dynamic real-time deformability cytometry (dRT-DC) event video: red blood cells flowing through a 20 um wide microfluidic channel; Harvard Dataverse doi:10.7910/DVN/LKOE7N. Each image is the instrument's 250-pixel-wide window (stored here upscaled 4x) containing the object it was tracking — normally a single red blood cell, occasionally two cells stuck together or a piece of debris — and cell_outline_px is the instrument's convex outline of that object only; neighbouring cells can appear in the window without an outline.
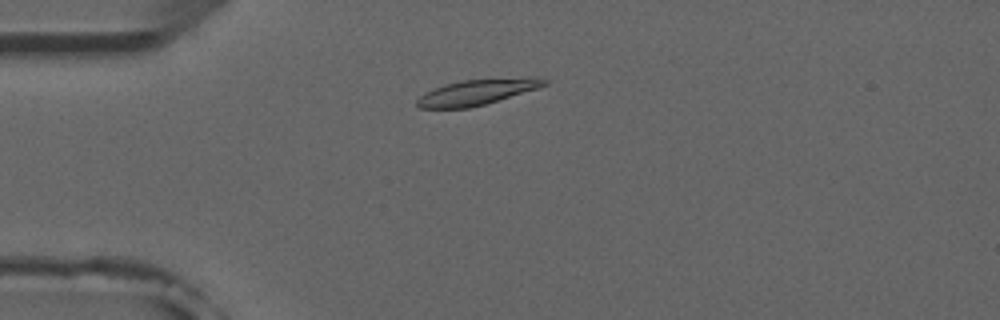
{"species": "common noctule bat (a hibernating species)", "species_latin": "Nyctalus noctula", "temperature_condition": "room temperature", "stored_images_in_passage": 3, "camera_frame_rate_fps": 3000, "um_per_image_px": 0.085, "animal": {"sex": "male", "forearm_length_mm": 52.5}, "frame": {"image": 1, "passage_image": 2, "time_ms": 1.0, "image_size_px": [1000, 320], "cell_outline_px": [[548, 84], [536, 88], [484, 104], [468, 108], [420, 108], [416, 104], [416, 100], [424, 92], [444, 84], [460, 80], [536, 76], [548, 80]], "centroid_in_image_um": [40.53, 7.8], "position_along_channel_um": 44.5, "area_um2": 18.96}}
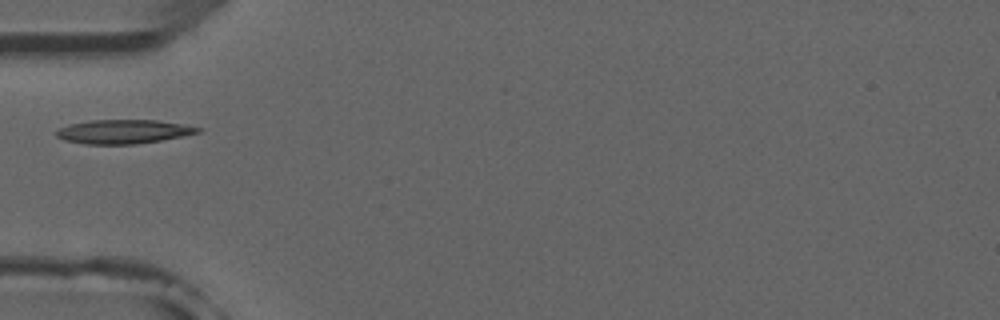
{"frame": {"image": 2, "passage_image": 3, "time_ms": 2.333, "image_size_px": [1000, 320], "cell_outline_px": [[204, 128], [200, 132], [184, 136], [136, 144], [84, 144], [64, 140], [56, 136], [56, 132], [60, 128], [68, 124], [92, 120], [156, 120], [184, 124]], "centroid_in_image_um": [10.52, 11.18], "position_along_channel_um": 74.5, "area_um2": 19.83}}